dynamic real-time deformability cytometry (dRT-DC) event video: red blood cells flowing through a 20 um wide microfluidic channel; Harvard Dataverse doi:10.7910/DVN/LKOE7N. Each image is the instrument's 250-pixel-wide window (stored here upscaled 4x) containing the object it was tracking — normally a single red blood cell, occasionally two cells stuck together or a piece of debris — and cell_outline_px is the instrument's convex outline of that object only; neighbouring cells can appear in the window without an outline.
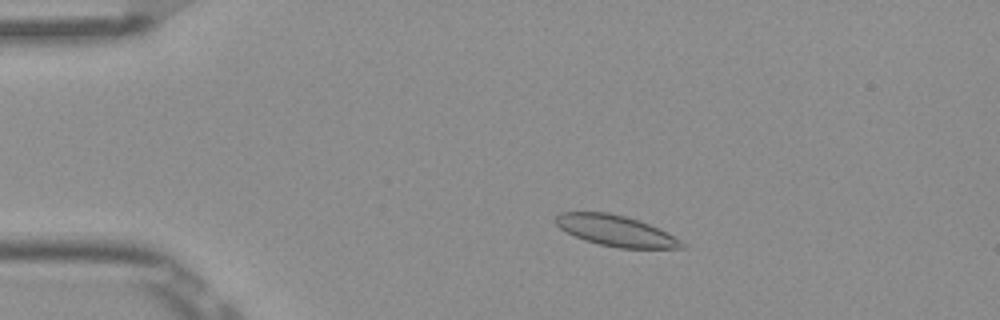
{"species": "Egyptian fruit bat (a non-hibernating species)", "species_latin": "Rousettus aegyptiacus", "temperature_condition": "room temperature", "stored_images_in_passage": 52, "camera_frame_rate_fps": 3000, "um_per_image_px": 0.085, "frame": {"image": 1, "passage_image": 10, "time_ms": 3.0, "image_size_px": [1000, 320], "cell_outline_px": [[684, 248], [620, 248], [600, 244], [584, 240], [560, 228], [556, 224], [556, 216], [560, 212], [608, 212], [624, 216], [648, 224], [680, 240], [684, 244]], "centroid_in_image_um": [52.3, 19.61], "position_along_channel_um": 32.7, "area_um2": 22.08}}
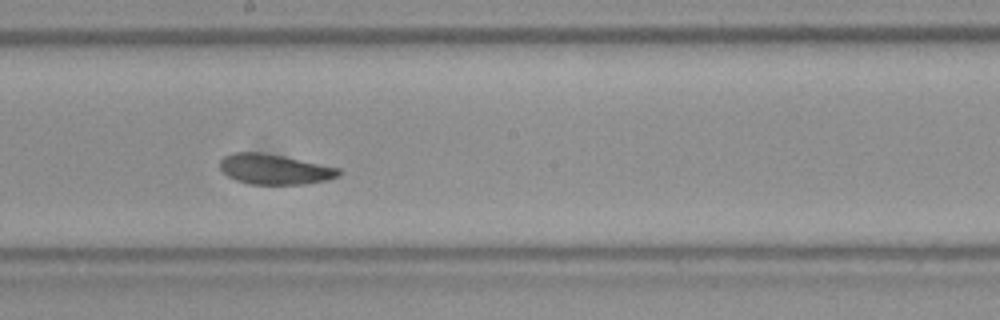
{"frame": {"image": 2, "passage_image": 29, "time_ms": 9.333, "image_size_px": [1000, 320], "cell_outline_px": [[340, 176], [328, 180], [304, 184], [248, 184], [236, 180], [228, 176], [220, 168], [220, 160], [224, 156], [232, 152], [260, 152], [284, 156], [340, 168]], "centroid_in_image_um": [23.34, 14.38], "position_along_channel_um": 224.9, "area_um2": 20.98}}
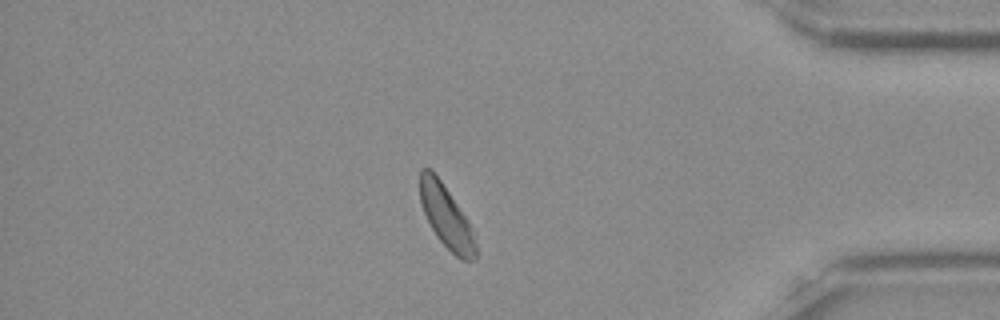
{"frame": {"image": 3, "passage_image": 45, "time_ms": 14.667, "image_size_px": [1000, 320], "cell_outline_px": [[476, 256], [472, 260], [460, 260], [436, 236], [420, 204], [420, 168], [432, 168], [468, 220], [472, 228], [476, 244]], "centroid_in_image_um": [37.92, 18.4], "position_along_channel_um": 397.3, "area_um2": 20.11}, "authors_computed_cell_mechanics": {"area_um2": 21.675, "velocity_mm_per_s": 3.8316, "shape_relaxation_time_tau1_ms": 7.7787, "shape_relaxation_time_tau2_ms": 6.4744, "deformation_change_tau1": 0.1374, "deformation_change_tau2": 0.1144}}